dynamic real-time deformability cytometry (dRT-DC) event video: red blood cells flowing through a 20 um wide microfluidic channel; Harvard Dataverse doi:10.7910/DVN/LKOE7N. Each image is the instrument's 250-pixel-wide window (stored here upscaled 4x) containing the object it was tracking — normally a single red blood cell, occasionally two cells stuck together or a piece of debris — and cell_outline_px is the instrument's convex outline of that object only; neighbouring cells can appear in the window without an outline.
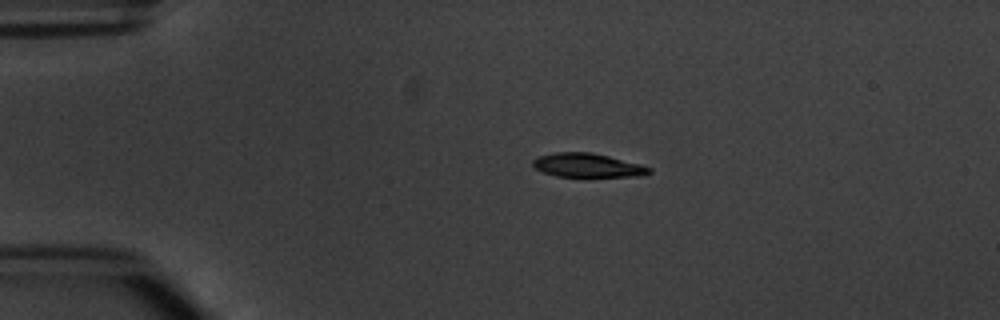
{"species": "common noctule bat (a hibernating species)", "species_latin": "Nyctalus noctula", "temperature_condition": "warm", "stored_images_in_passage": 4, "camera_frame_rate_fps": 3000, "um_per_image_px": 0.085, "animal": {"sex": "male", "body_mass_g": 20.1, "forearm_length_mm": 53.5}, "frame": {"image": 1, "passage_image": 3, "time_ms": 2.333, "image_size_px": [1000, 320], "cell_outline_px": [[652, 172], [636, 176], [556, 176], [544, 172], [536, 168], [532, 164], [532, 160], [536, 156], [552, 152], [592, 152], [640, 164], [652, 168]], "centroid_in_image_um": [49.89, 14.03], "position_along_channel_um": 35.1, "area_um2": 16.07}}